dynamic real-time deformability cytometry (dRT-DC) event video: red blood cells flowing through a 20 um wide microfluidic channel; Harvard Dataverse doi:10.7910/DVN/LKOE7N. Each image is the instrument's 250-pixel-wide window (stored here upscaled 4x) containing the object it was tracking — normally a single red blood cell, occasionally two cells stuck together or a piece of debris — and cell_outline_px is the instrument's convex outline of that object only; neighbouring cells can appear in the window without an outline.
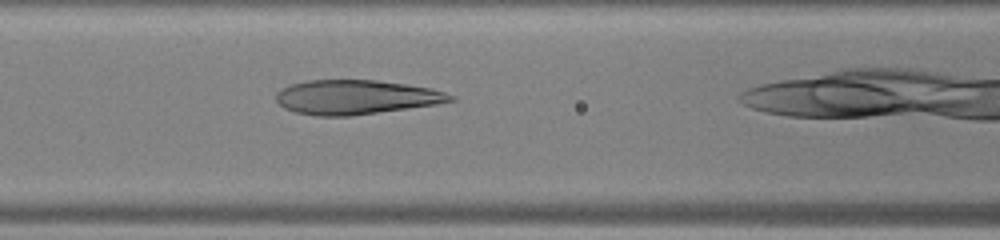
{"species": "human", "species_latin": "Homo sapiens", "temperature_condition": "warm", "stored_images_in_passage": 22, "camera_frame_rate_fps": 3000, "um_per_image_px": 0.085, "donor": {"sex": "male"}, "frame": {"image": 1, "passage_image": 5, "time_ms": 1.333, "image_size_px": [1000, 240], "cell_outline_px": [[456, 100], [436, 104], [352, 116], [316, 116], [296, 112], [284, 108], [276, 100], [276, 92], [292, 84], [308, 80], [376, 80], [432, 88], [456, 96]], "centroid_in_image_um": [30.26, 8.26], "position_along_channel_um": 136.3, "area_um2": 34.8}}
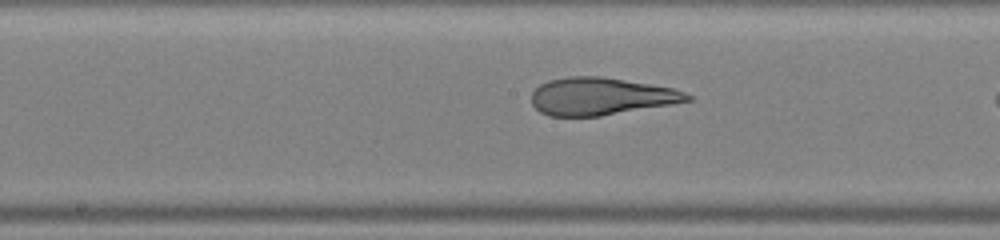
{"frame": {"image": 2, "passage_image": 9, "time_ms": 2.667, "image_size_px": [1000, 240], "cell_outline_px": [[692, 100], [672, 104], [600, 116], [548, 116], [540, 112], [532, 104], [532, 92], [540, 84], [548, 80], [568, 76], [600, 76], [672, 88], [684, 92], [692, 96]], "centroid_in_image_um": [51.04, 8.19], "position_along_channel_um": 197.2, "area_um2": 33.81}}
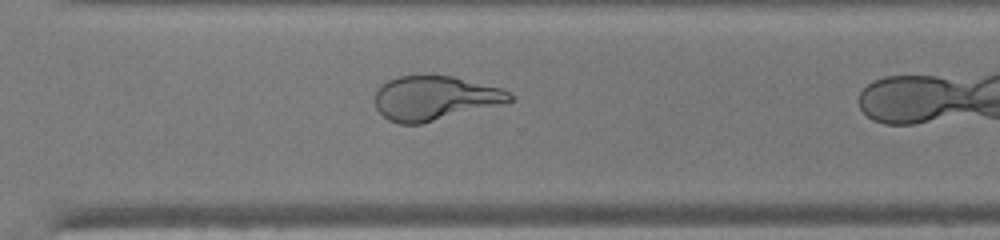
{"frame": {"image": 3, "passage_image": 18, "time_ms": 5.667, "image_size_px": [1000, 240], "cell_outline_px": [[512, 100], [424, 124], [400, 124], [388, 120], [376, 108], [376, 92], [380, 84], [388, 80], [400, 76], [452, 76], [504, 88], [512, 96]], "centroid_in_image_um": [36.92, 8.34], "position_along_channel_um": 333.7, "area_um2": 34.45}}